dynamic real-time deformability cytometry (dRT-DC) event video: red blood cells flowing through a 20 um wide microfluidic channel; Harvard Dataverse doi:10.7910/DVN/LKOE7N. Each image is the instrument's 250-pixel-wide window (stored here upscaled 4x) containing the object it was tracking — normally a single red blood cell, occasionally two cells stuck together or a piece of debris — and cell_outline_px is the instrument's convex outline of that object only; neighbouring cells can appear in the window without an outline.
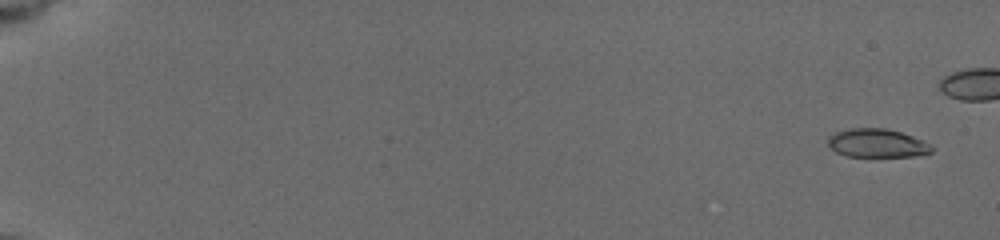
{"species": "common noctule bat (a hibernating species)", "species_latin": "Nyctalus noctula", "temperature_condition": "cold", "stored_images_in_passage": 52, "camera_frame_rate_fps": 3000, "um_per_image_px": 0.085, "animal": {"sex": "female", "body_mass_g": 19.5, "forearm_length_mm": 54.1}, "frame": {"image": 1, "passage_image": 3, "time_ms": 0.667, "image_size_px": [1000, 240], "cell_outline_px": [[936, 148], [932, 152], [912, 156], [848, 156], [836, 152], [828, 144], [828, 136], [836, 132], [852, 128], [884, 128], [900, 132], [924, 140]], "centroid_in_image_um": [74.58, 12.16], "position_along_channel_um": 10.4, "area_um2": 17.17}}
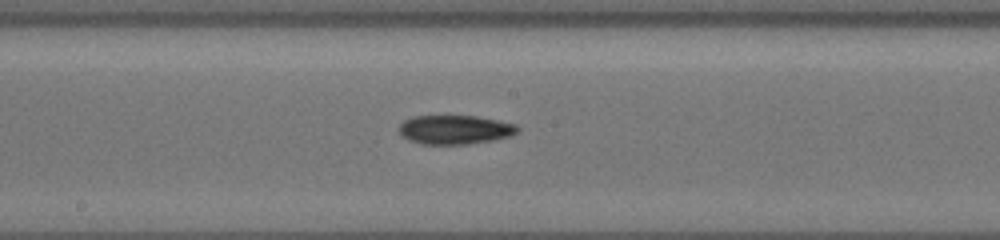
{"frame": {"image": 2, "passage_image": 34, "time_ms": 11.0, "image_size_px": [1000, 240], "cell_outline_px": [[520, 128], [516, 132], [508, 136], [492, 140], [464, 144], [420, 144], [408, 140], [400, 132], [400, 124], [404, 120], [412, 116], [476, 116], [516, 124]], "centroid_in_image_um": [38.64, 11.01], "position_along_channel_um": 209.6, "area_um2": 19.83}}
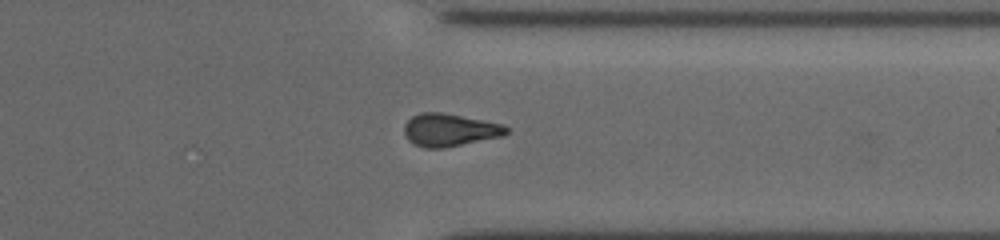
{"frame": {"image": 3, "passage_image": 47, "time_ms": 15.333, "image_size_px": [1000, 240], "cell_outline_px": [[508, 132], [504, 136], [444, 148], [424, 148], [408, 140], [404, 132], [404, 124], [412, 116], [420, 112], [440, 112], [504, 124], [508, 128]], "centroid_in_image_um": [38.22, 11.05], "position_along_channel_um": 373.2, "area_um2": 19.48}}